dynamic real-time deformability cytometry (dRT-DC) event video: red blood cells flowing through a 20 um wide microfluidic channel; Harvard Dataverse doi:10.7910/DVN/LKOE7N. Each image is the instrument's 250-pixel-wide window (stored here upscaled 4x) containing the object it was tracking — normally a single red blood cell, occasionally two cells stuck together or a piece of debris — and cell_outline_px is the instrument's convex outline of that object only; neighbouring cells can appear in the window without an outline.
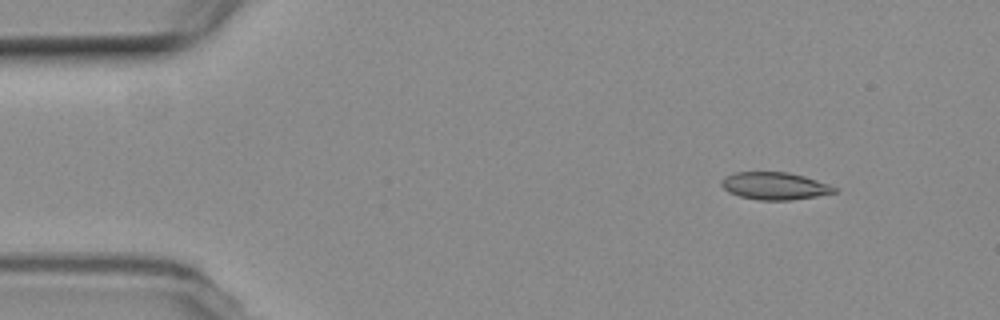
{"species": "common noctule bat (a hibernating species)", "species_latin": "Nyctalus noctula", "temperature_condition": "room temperature", "stored_images_in_passage": 5, "camera_frame_rate_fps": 3000, "um_per_image_px": 0.085, "animal": {"sex": "female", "body_mass_g": 19.3, "forearm_length_mm": 54.1}, "frame": {"image": 1, "passage_image": 1, "time_ms": 0.0, "image_size_px": [1000, 320], "cell_outline_px": [[840, 188], [836, 192], [816, 196], [792, 200], [760, 200], [740, 196], [728, 192], [720, 184], [720, 180], [724, 176], [736, 172], [788, 172], [804, 176]], "centroid_in_image_um": [65.84, 15.8], "position_along_channel_um": 19.2, "area_um2": 18.09}}
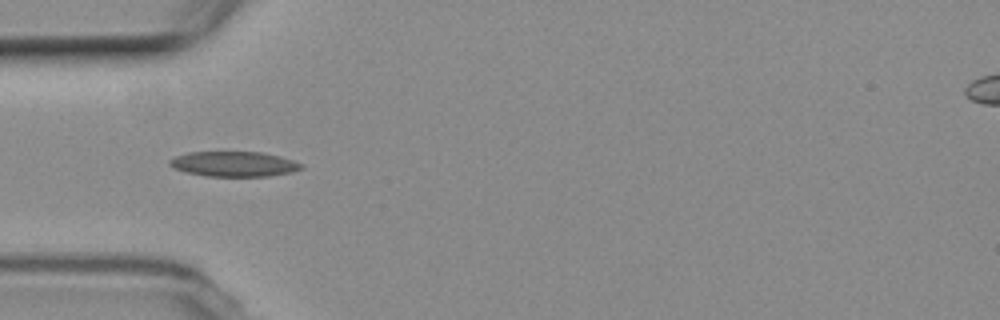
{"frame": {"image": 2, "passage_image": 4, "time_ms": 3.667, "image_size_px": [1000, 320], "cell_outline_px": [[304, 168], [292, 172], [268, 176], [204, 176], [184, 172], [172, 168], [168, 164], [168, 160], [176, 156], [188, 152], [260, 152], [280, 156], [304, 164]], "centroid_in_image_um": [19.86, 13.94], "position_along_channel_um": 65.1, "area_um2": 19.42}}
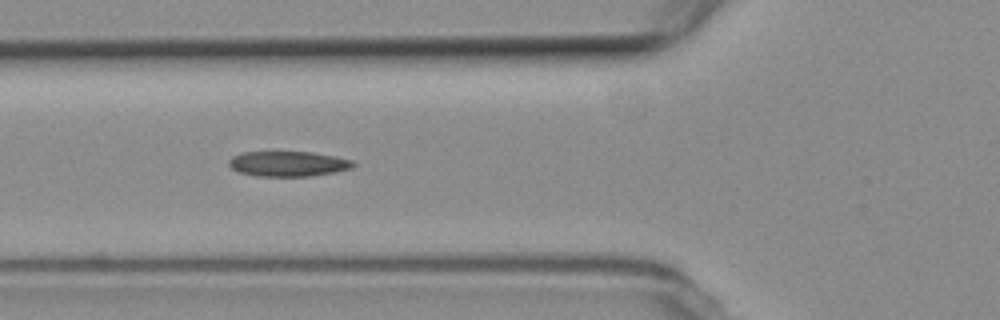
{"frame": {"image": 3, "passage_image": 5, "time_ms": 4.667, "image_size_px": [1000, 320], "cell_outline_px": [[356, 164], [352, 168], [332, 172], [308, 176], [256, 176], [240, 172], [232, 168], [228, 164], [228, 160], [232, 156], [244, 152], [312, 152], [336, 156], [352, 160]], "centroid_in_image_um": [24.48, 13.91], "position_along_channel_um": 101.3, "area_um2": 18.15}}